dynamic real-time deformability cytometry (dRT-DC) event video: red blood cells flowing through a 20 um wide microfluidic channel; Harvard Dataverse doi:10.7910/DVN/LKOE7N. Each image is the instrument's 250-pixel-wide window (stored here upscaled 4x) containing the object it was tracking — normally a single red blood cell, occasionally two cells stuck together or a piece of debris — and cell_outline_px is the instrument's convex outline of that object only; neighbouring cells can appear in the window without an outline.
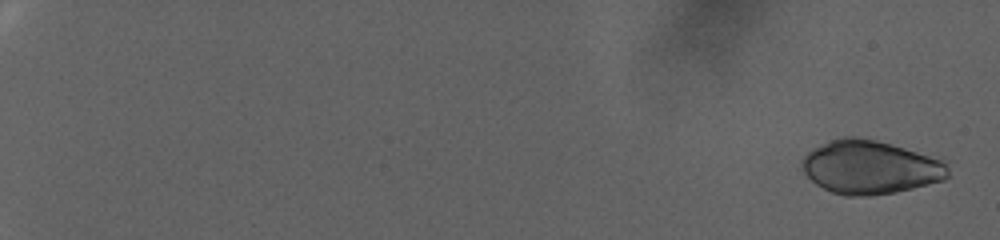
{"species": "human", "species_latin": "Homo sapiens", "temperature_condition": "warm", "stored_images_in_passage": 12, "camera_frame_rate_fps": 3000, "um_per_image_px": 0.085, "donor": {"sex": "female"}, "frame": {"image": 1, "passage_image": 1, "time_ms": 0.0, "image_size_px": [1000, 240], "cell_outline_px": [[948, 176], [944, 180], [896, 192], [868, 196], [844, 196], [832, 192], [816, 184], [804, 172], [800, 160], [812, 148], [828, 140], [844, 136], [856, 136], [876, 140], [944, 156], [948, 168]], "centroid_in_image_um": [74.03, 14.18], "position_along_channel_um": 11.0, "area_um2": 46.59}}
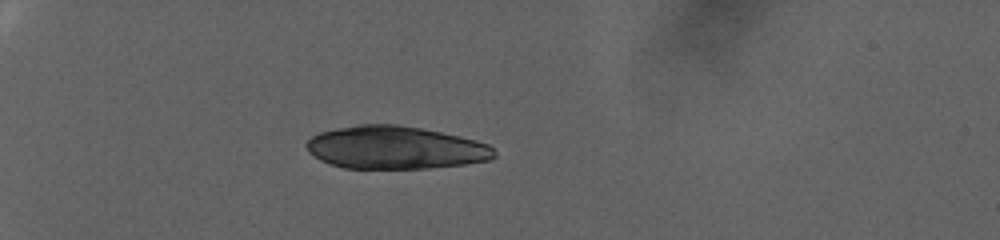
{"frame": {"image": 2, "passage_image": 9, "time_ms": 2.667, "image_size_px": [1000, 240], "cell_outline_px": [[496, 156], [488, 160], [464, 164], [428, 168], [344, 168], [320, 160], [308, 152], [304, 144], [312, 136], [320, 132], [336, 128], [360, 124], [400, 124], [460, 136], [476, 140], [488, 144], [496, 152]], "centroid_in_image_um": [33.58, 12.54], "position_along_channel_um": 51.4, "area_um2": 46.88}}
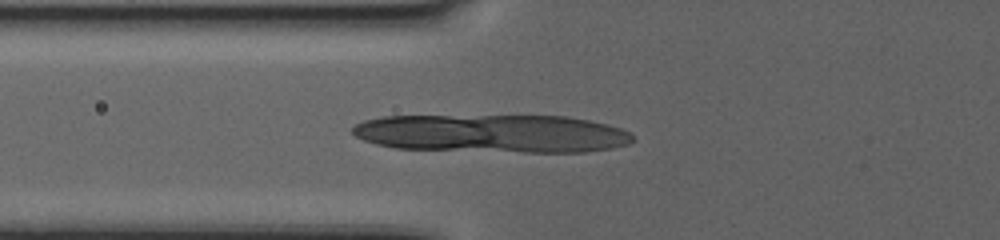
{"frame": {"image": 3, "passage_image": 12, "time_ms": 3.667, "image_size_px": [1000, 240], "cell_outline_px": [[632, 140], [628, 144], [612, 148], [584, 152], [524, 152], [396, 148], [376, 144], [364, 140], [356, 136], [352, 132], [352, 128], [356, 124], [364, 120], [384, 116], [564, 116], [588, 120], [608, 124], [620, 128], [628, 132], [632, 136]], "centroid_in_image_um": [41.84, 11.35], "position_along_channel_um": 84.0, "area_um2": 62.19}}